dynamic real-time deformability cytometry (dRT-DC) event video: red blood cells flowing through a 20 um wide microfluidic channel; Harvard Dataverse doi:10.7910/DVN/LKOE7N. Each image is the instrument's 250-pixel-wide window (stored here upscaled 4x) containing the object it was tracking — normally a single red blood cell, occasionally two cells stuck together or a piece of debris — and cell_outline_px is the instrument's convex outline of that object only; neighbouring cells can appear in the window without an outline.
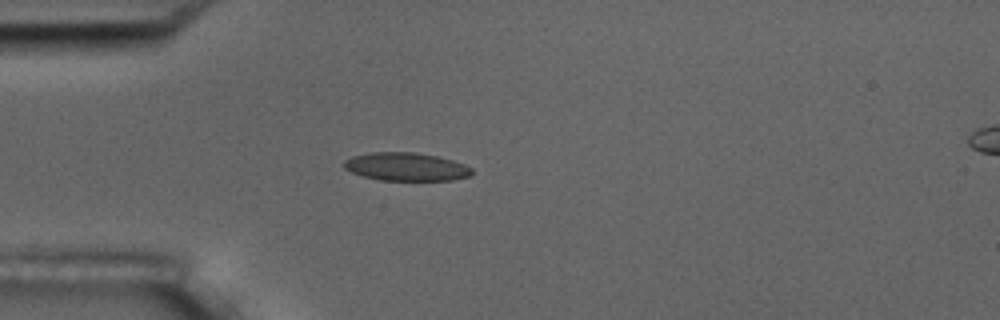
{"species": "common noctule bat (a hibernating species)", "species_latin": "Nyctalus noctula", "temperature_condition": "room temperature", "stored_images_in_passage": 12, "camera_frame_rate_fps": 3000, "um_per_image_px": 0.085, "animal": {"sex": "male", "body_mass_g": 17.5, "forearm_length_mm": 52.3}, "frame": {"image": 1, "passage_image": 1, "time_ms": 0.0, "image_size_px": [1000, 320], "cell_outline_px": [[472, 176], [452, 180], [380, 180], [364, 176], [352, 172], [344, 168], [340, 164], [344, 160], [352, 156], [372, 152], [412, 152], [436, 156], [452, 160], [464, 164], [472, 168]], "centroid_in_image_um": [34.5, 14.17], "position_along_channel_um": 50.5, "area_um2": 21.04}}
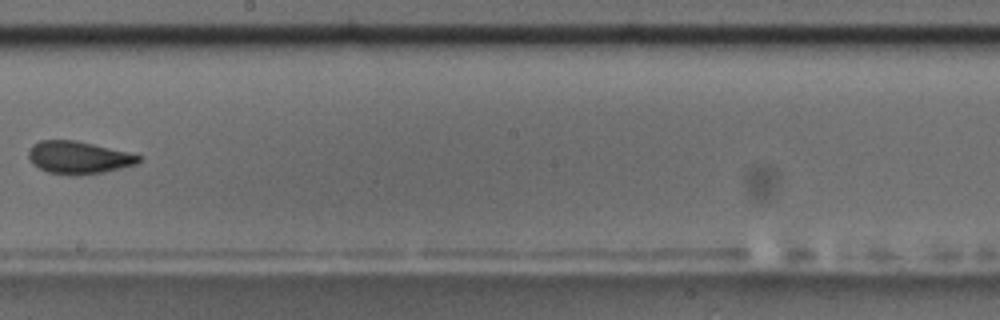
{"frame": {"image": 2, "passage_image": 6, "time_ms": 5.667, "image_size_px": [1000, 320], "cell_outline_px": [[144, 156], [136, 164], [104, 172], [72, 176], [48, 172], [32, 164], [28, 156], [28, 148], [32, 144], [40, 140], [76, 140], [128, 152]], "centroid_in_image_um": [6.65, 13.38], "position_along_channel_um": 241.5, "area_um2": 21.04}, "authors_computed_cell_mechanics": {"area_um2": 20.8369, "velocity_mm_per_s": 3.5769, "shape_relaxation_time_tau1_ms": null, "shape_relaxation_time_tau2_ms": 1.5502, "deformation_change_tau1": null, "deformation_change_tau2": 0.0767}}